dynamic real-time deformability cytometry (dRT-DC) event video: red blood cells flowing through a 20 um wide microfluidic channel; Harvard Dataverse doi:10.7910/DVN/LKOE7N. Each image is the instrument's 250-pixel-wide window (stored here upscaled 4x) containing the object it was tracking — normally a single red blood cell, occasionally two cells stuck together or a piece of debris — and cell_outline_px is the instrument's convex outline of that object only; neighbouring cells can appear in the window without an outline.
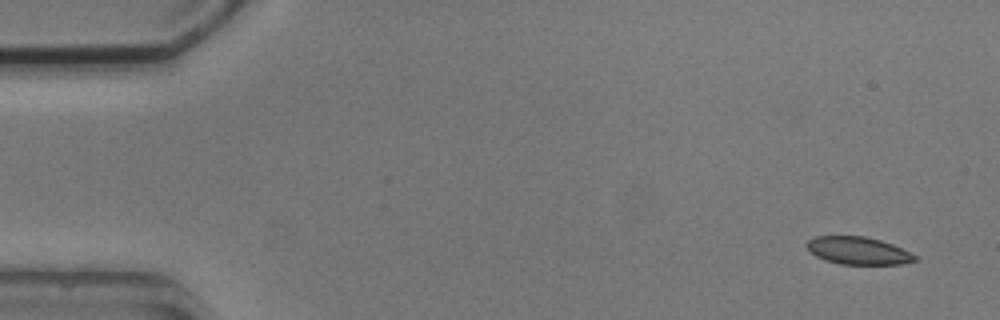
{"species": "common noctule bat (a hibernating species)", "species_latin": "Nyctalus noctula", "temperature_condition": "cold", "stored_images_in_passage": 3, "camera_frame_rate_fps": 3000, "um_per_image_px": 0.085, "animal": {"sex": "male", "body_mass_g": 20.5, "forearm_length_mm": 52.5}, "frame": {"image": 1, "passage_image": 1, "time_ms": 0.0, "image_size_px": [1000, 320], "cell_outline_px": [[920, 260], [900, 264], [840, 264], [824, 260], [816, 256], [804, 244], [808, 240], [816, 236], [864, 236], [880, 240], [892, 244], [916, 256]], "centroid_in_image_um": [72.92, 21.31], "position_along_channel_um": 12.1, "area_um2": 17.28}}
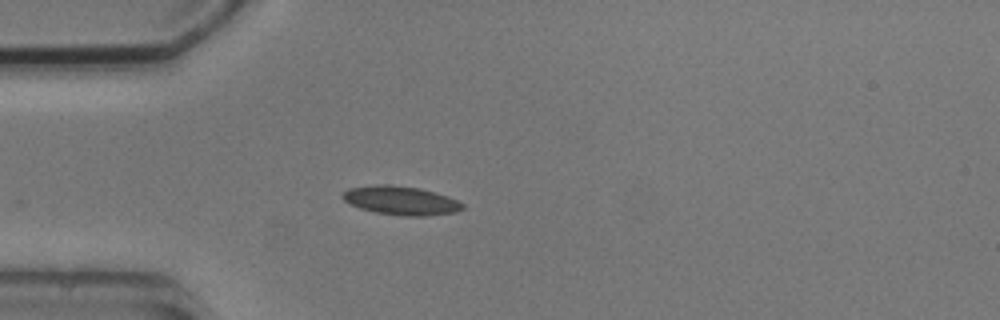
{"frame": {"image": 2, "passage_image": 2, "time_ms": 4.0, "image_size_px": [1000, 320], "cell_outline_px": [[464, 208], [456, 212], [424, 216], [404, 216], [376, 212], [360, 208], [344, 200], [340, 196], [348, 188], [376, 184], [392, 184], [420, 188], [436, 192], [448, 196], [464, 204]], "centroid_in_image_um": [34.08, 17.03], "position_along_channel_um": 50.9, "area_um2": 20.17}}